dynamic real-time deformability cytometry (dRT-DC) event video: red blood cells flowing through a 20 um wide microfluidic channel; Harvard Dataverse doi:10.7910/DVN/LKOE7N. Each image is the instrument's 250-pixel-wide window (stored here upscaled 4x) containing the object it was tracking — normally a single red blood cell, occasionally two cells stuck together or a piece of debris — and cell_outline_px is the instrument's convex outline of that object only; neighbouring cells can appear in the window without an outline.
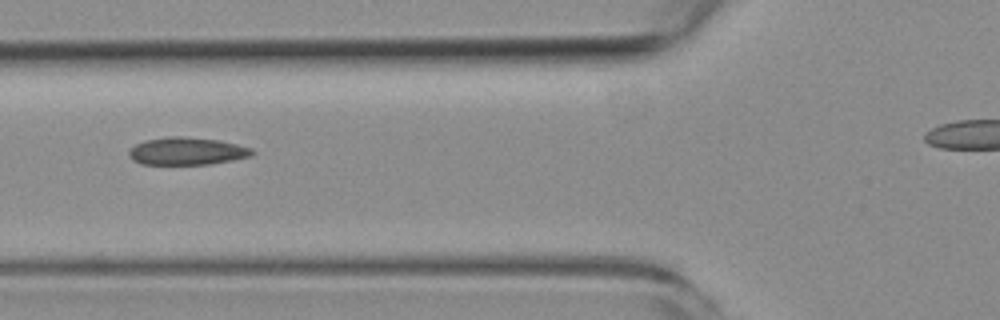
{"species": "common noctule bat (a hibernating species)", "species_latin": "Nyctalus noctula", "temperature_condition": "room temperature", "stored_images_in_passage": 5, "segment_of_instrument_passage": [1, 2], "camera_frame_rate_fps": 3000, "um_per_image_px": 0.085, "animal": {"sex": "female", "body_mass_g": 19.3, "forearm_length_mm": 54.1}, "frame": {"image": 1, "passage_image": 2, "time_ms": 1.333, "image_size_px": [1000, 320], "cell_outline_px": [[256, 152], [252, 156], [212, 164], [140, 164], [132, 160], [128, 156], [128, 152], [136, 144], [144, 140], [168, 136], [180, 136], [220, 140], [252, 148]], "centroid_in_image_um": [15.89, 12.85], "position_along_channel_um": 109.9, "area_um2": 19.94}}
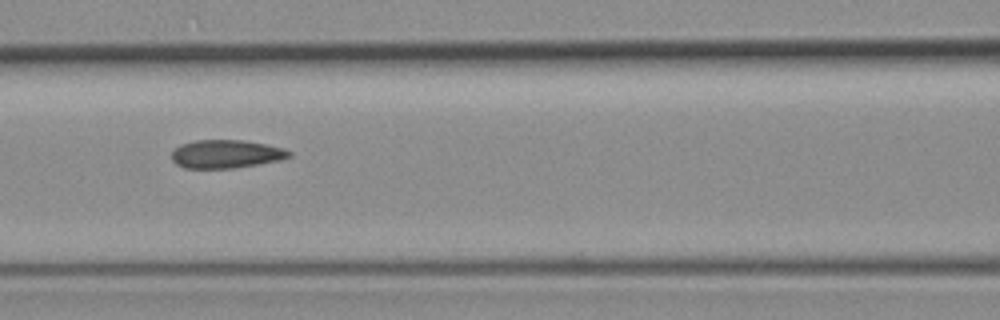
{"frame": {"image": 2, "passage_image": 3, "time_ms": 2.333, "image_size_px": [1000, 320], "cell_outline_px": [[292, 156], [280, 160], [232, 168], [184, 168], [176, 164], [172, 160], [172, 152], [180, 144], [196, 140], [244, 140], [284, 148], [292, 152]], "centroid_in_image_um": [19.21, 13.08], "position_along_channel_um": 147.4, "area_um2": 19.31}}
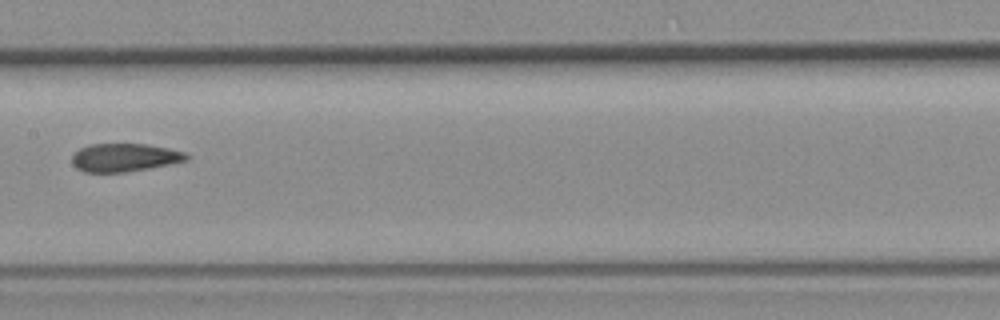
{"frame": {"image": 3, "passage_image": 4, "time_ms": 3.667, "image_size_px": [1000, 320], "cell_outline_px": [[188, 160], [148, 168], [124, 172], [84, 172], [76, 168], [72, 164], [72, 152], [88, 144], [144, 144], [168, 148], [184, 152], [188, 156]], "centroid_in_image_um": [10.51, 13.38], "position_along_channel_um": 196.9, "area_um2": 18.73}}